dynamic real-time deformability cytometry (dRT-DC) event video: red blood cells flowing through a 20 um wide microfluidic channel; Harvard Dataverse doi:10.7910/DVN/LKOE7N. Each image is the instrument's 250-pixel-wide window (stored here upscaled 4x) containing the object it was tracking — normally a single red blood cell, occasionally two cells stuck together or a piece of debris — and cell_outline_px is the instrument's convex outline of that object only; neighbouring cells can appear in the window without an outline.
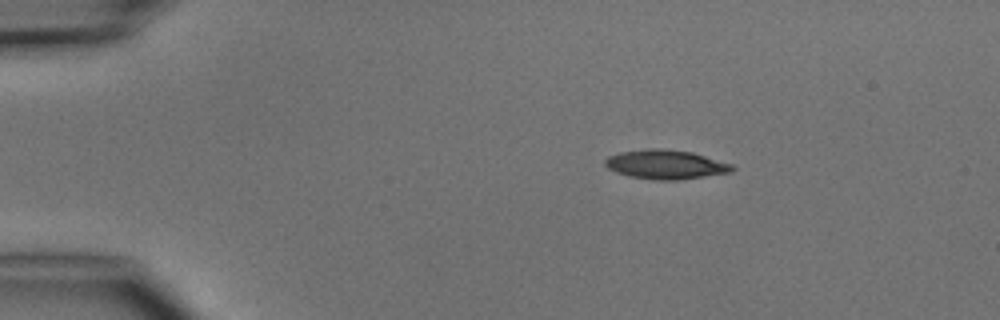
{"species": "common noctule bat (a hibernating species)", "species_latin": "Nyctalus noctula", "temperature_condition": "cold", "stored_images_in_passage": 3, "camera_frame_rate_fps": 3000, "um_per_image_px": 0.085, "animal": {"sex": "male", "body_mass_g": 15.6}, "frame": {"image": 1, "passage_image": 2, "time_ms": 1.333, "image_size_px": [1000, 320], "cell_outline_px": [[736, 168], [732, 172], [676, 180], [652, 180], [628, 176], [616, 172], [608, 168], [604, 164], [604, 160], [608, 156], [620, 152], [648, 148], [664, 148], [692, 152], [732, 164]], "centroid_in_image_um": [56.56, 13.97], "position_along_channel_um": 28.4, "area_um2": 21.73}}